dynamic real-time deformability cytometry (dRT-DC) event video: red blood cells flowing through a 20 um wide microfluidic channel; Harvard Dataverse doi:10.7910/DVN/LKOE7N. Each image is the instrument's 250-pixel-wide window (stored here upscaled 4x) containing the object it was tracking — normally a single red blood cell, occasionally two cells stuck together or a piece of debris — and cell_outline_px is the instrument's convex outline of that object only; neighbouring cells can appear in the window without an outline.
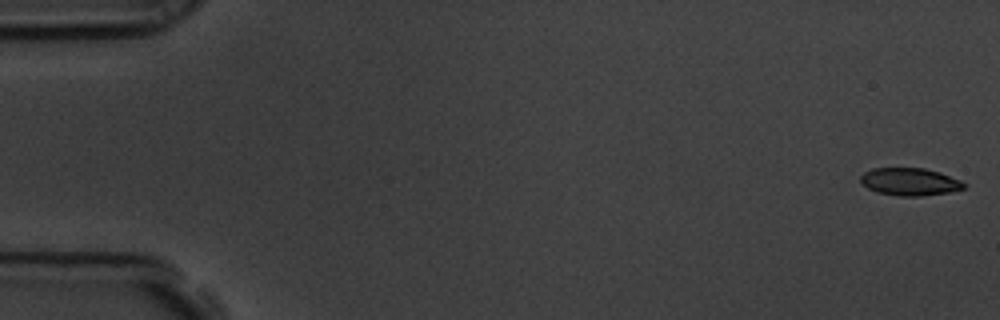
{"species": "common noctule bat (a hibernating species)", "species_latin": "Nyctalus noctula", "temperature_condition": "room temperature", "stored_images_in_passage": 57, "camera_frame_rate_fps": 3000, "um_per_image_px": 0.085, "animal": {"sex": "male", "body_mass_g": 19.5, "forearm_length_mm": 54.6}, "frame": {"image": 1, "passage_image": 1, "time_ms": 0.0, "image_size_px": [1000, 320], "cell_outline_px": [[968, 184], [964, 188], [948, 192], [920, 196], [900, 196], [876, 192], [868, 188], [860, 180], [860, 176], [864, 172], [872, 168], [924, 168], [940, 172], [960, 180]], "centroid_in_image_um": [77.34, 15.44], "position_along_channel_um": 7.7, "area_um2": 16.59}}
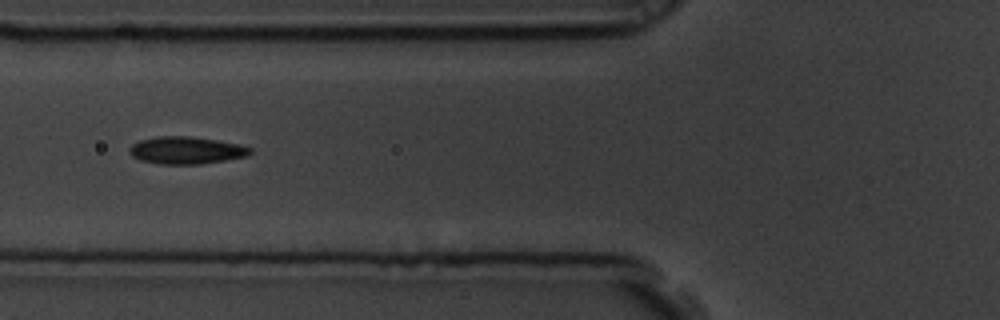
{"frame": {"image": 2, "passage_image": 22, "time_ms": 7.0, "image_size_px": [1000, 320], "cell_outline_px": [[252, 152], [248, 156], [200, 164], [160, 164], [140, 160], [132, 156], [128, 152], [128, 148], [132, 144], [140, 140], [156, 136], [192, 136], [240, 144], [252, 148]], "centroid_in_image_um": [15.81, 12.77], "position_along_channel_um": 110.0, "area_um2": 19.36}}
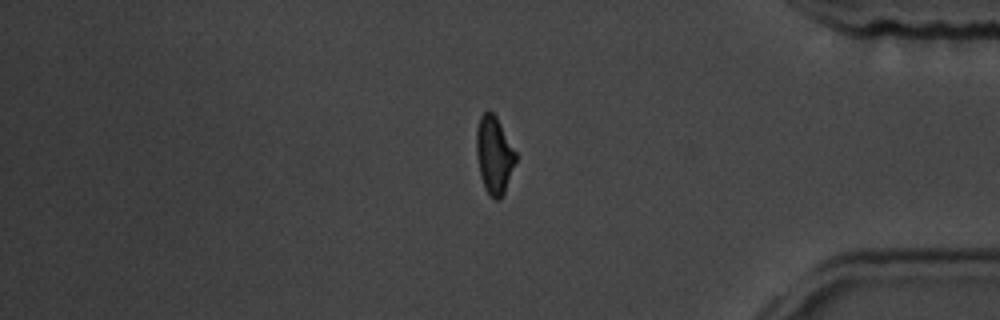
{"frame": {"image": 3, "passage_image": 48, "time_ms": 15.667, "image_size_px": [1000, 320], "cell_outline_px": [[516, 160], [504, 192], [500, 200], [492, 200], [484, 188], [480, 176], [476, 152], [476, 132], [480, 116], [488, 108], [496, 116], [516, 152]], "centroid_in_image_um": [41.98, 13.18], "position_along_channel_um": 393.2, "area_um2": 17.8}, "authors_computed_cell_mechanics": {"area_um2": 18.207, "velocity_mm_per_s": 3.5609, "shape_relaxation_time_tau1_ms": 4.1027, "shape_relaxation_time_tau2_ms": 1.9357, "deformation_change_tau1": 0.1486, "deformation_change_tau2": 0.0798}}